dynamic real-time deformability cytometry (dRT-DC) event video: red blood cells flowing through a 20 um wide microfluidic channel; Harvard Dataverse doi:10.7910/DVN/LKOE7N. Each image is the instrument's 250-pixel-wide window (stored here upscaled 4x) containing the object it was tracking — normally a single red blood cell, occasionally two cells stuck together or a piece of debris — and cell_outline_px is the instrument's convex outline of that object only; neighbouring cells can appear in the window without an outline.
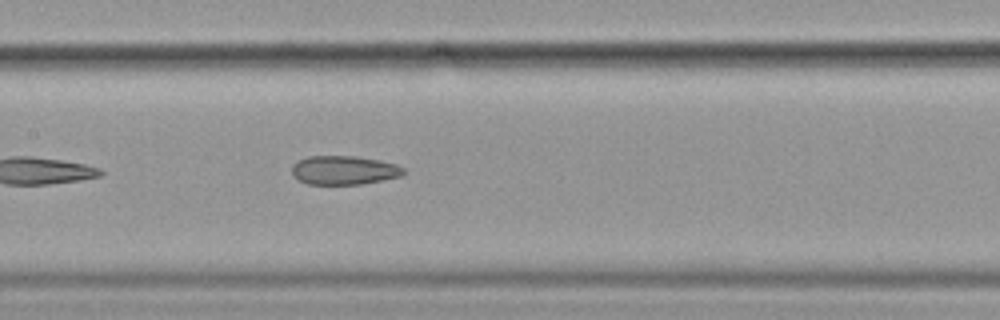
{"species": "common noctule bat (a hibernating species)", "species_latin": "Nyctalus noctula", "temperature_condition": "cold", "stored_images_in_passage": 40, "camera_frame_rate_fps": 3000, "um_per_image_px": 0.085, "animal": {"sex": "female", "body_mass_g": 19.9}, "frame": {"image": 1, "passage_image": 12, "time_ms": 3.667, "image_size_px": [1000, 320], "cell_outline_px": [[404, 172], [400, 176], [360, 184], [308, 184], [292, 176], [292, 164], [308, 156], [356, 156], [380, 160], [396, 164], [404, 168]], "centroid_in_image_um": [29.21, 14.46], "position_along_channel_um": 178.2, "area_um2": 18.67}, "authors_computed_cell_mechanics": {"area_um2": 20.4323, "velocity_mm_per_s": 3.6078, "shape_relaxation_time_tau1_ms": null, "shape_relaxation_time_tau2_ms": 3.2487, "deformation_change_tau1": null, "deformation_change_tau2": 0.1083}}